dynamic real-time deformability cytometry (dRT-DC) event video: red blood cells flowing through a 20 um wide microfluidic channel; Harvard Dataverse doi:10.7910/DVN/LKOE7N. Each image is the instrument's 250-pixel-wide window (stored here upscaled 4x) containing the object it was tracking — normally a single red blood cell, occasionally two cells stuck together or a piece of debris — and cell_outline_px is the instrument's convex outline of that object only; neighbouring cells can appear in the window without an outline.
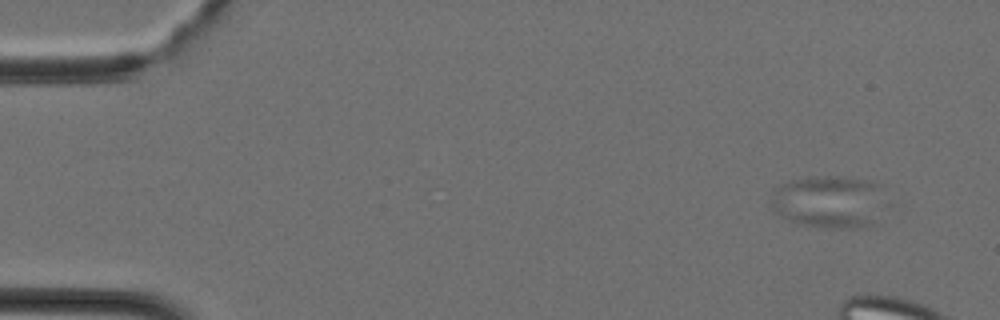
{"species": "Egyptian fruit bat (a non-hibernating species)", "species_latin": "Rousettus aegyptiacus", "temperature_condition": "cold", "stored_images_in_passage": 9, "camera_frame_rate_fps": 3000, "um_per_image_px": 0.085, "animal": {"sex": "female"}, "frame": {"image": 1, "passage_image": 3, "time_ms": 0.667, "image_size_px": [1000, 320], "cell_outline_px": [[876, 184], [872, 224], [868, 228], [820, 228], [796, 224], [772, 212], [772, 200], [776, 188], [780, 184], [788, 180], [808, 176], [848, 176], [872, 180]], "centroid_in_image_um": [70.24, 17.14], "position_along_channel_um": 14.8, "area_um2": 34.28}}